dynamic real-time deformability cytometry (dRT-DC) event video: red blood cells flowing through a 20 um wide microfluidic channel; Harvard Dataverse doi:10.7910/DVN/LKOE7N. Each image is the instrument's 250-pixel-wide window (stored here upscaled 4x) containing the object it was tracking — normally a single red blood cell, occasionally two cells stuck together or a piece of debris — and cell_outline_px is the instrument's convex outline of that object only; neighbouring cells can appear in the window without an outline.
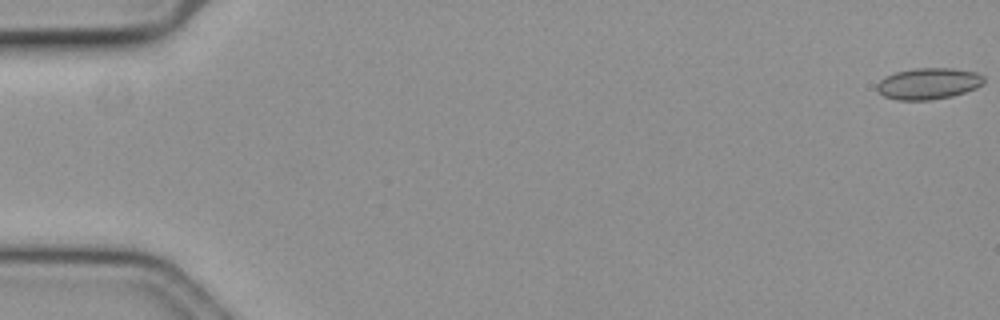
{"species": "common noctule bat (a hibernating species)", "species_latin": "Nyctalus noctula", "temperature_condition": "cold", "stored_images_in_passage": 58, "camera_frame_rate_fps": 3000, "um_per_image_px": 0.085, "animal": {"sex": "female", "body_mass_g": 19.3, "forearm_length_mm": 54.1}, "frame": {"image": 1, "passage_image": 1, "time_ms": 0.0, "image_size_px": [1000, 320], "cell_outline_px": [[984, 84], [976, 88], [952, 96], [932, 100], [896, 100], [884, 96], [876, 88], [876, 84], [884, 76], [896, 72], [916, 68], [952, 68], [976, 72], [984, 76]], "centroid_in_image_um": [78.92, 7.1], "position_along_channel_um": 6.1, "area_um2": 19.65}}
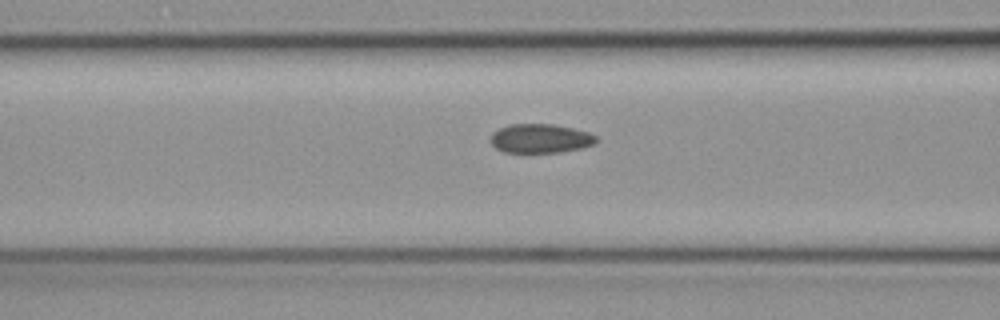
{"frame": {"image": 2, "passage_image": 24, "time_ms": 7.667, "image_size_px": [1000, 320], "cell_outline_px": [[600, 140], [596, 144], [580, 148], [560, 152], [504, 152], [496, 148], [488, 140], [492, 132], [508, 124], [552, 124], [572, 128], [588, 132], [596, 136]], "centroid_in_image_um": [45.93, 11.76], "position_along_channel_um": 120.7, "area_um2": 18.03}}
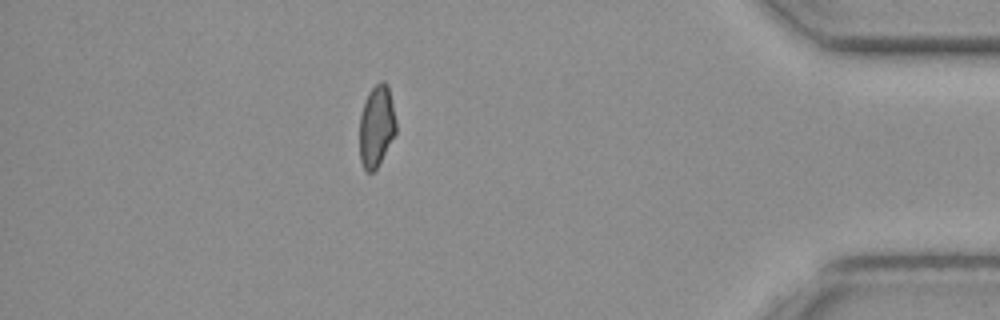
{"frame": {"image": 3, "passage_image": 51, "time_ms": 16.667, "image_size_px": [1000, 320], "cell_outline_px": [[396, 132], [376, 168], [372, 172], [368, 172], [364, 168], [360, 160], [360, 116], [364, 100], [368, 92], [380, 80], [384, 80], [388, 84], [396, 120]], "centroid_in_image_um": [32.0, 10.66], "position_along_channel_um": 403.2, "area_um2": 17.28}, "authors_computed_cell_mechanics": {"area_um2": 18.4093, "velocity_mm_per_s": 3.6367, "shape_relaxation_time_tau1_ms": 4.538, "shape_relaxation_time_tau2_ms": 7.7087, "deformation_change_tau1": 0.0631, "deformation_change_tau2": 0.0946}}